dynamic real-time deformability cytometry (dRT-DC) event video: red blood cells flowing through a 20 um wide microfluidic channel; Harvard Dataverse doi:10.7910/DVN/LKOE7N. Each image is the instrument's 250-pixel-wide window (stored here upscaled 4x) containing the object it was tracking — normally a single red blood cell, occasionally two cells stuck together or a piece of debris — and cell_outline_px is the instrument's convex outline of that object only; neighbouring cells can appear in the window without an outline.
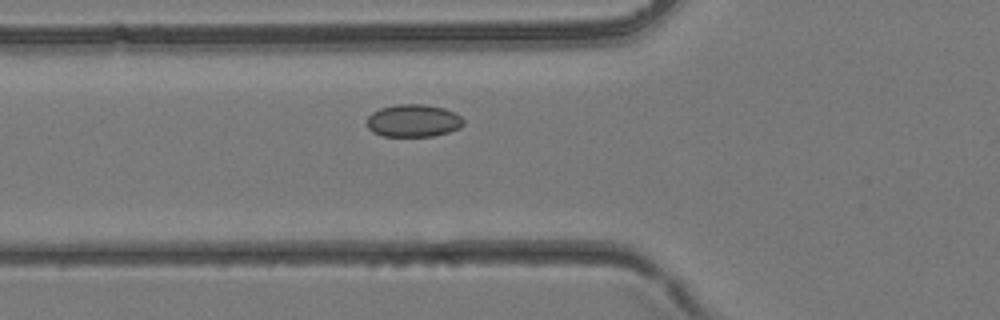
{"species": "common noctule bat (a hibernating species)", "species_latin": "Nyctalus noctula", "temperature_condition": "room temperature", "stored_images_in_passage": 34, "camera_frame_rate_fps": 3000, "um_per_image_px": 0.085, "animal": {"sex": "female", "body_mass_g": 24.6, "forearm_length_mm": 56.2}, "frame": {"image": 1, "passage_image": 9, "time_ms": 2.667, "image_size_px": [1000, 320], "cell_outline_px": [[464, 124], [460, 128], [448, 132], [432, 136], [384, 136], [372, 132], [368, 128], [368, 116], [372, 112], [380, 108], [396, 104], [424, 104], [444, 108], [460, 116], [464, 120]], "centroid_in_image_um": [35.13, 10.25], "position_along_channel_um": 90.7, "area_um2": 18.32}}
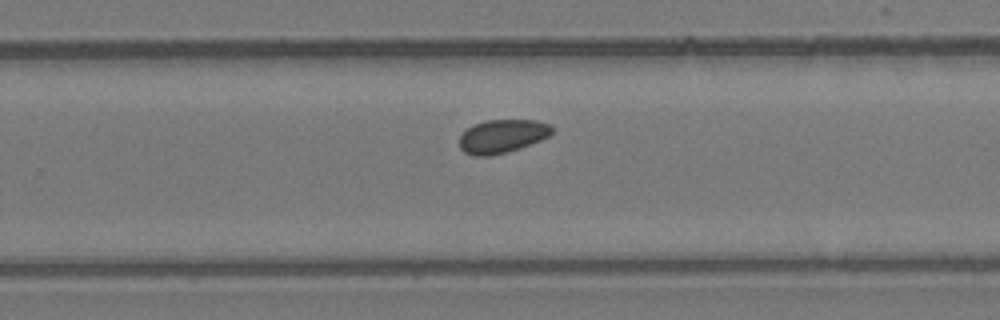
{"frame": {"image": 2, "passage_image": 20, "time_ms": 6.333, "image_size_px": [1000, 320], "cell_outline_px": [[552, 132], [548, 136], [540, 140], [520, 148], [508, 152], [492, 156], [472, 156], [464, 152], [460, 148], [460, 136], [472, 124], [484, 120], [536, 120], [548, 124], [552, 128]], "centroid_in_image_um": [42.65, 11.58], "position_along_channel_um": 287.1, "area_um2": 18.09}}
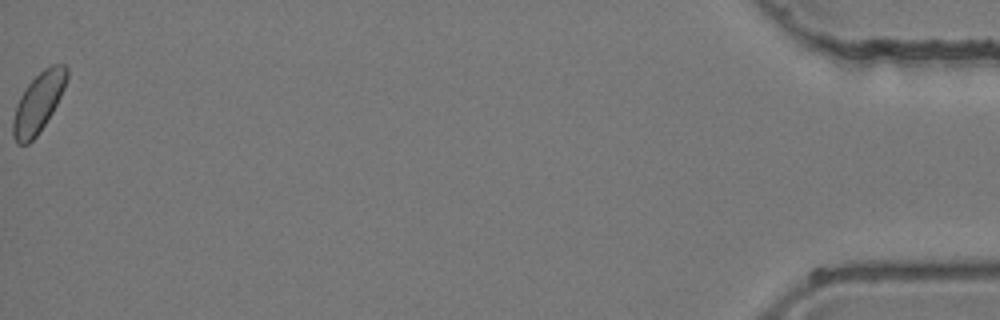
{"frame": {"image": 3, "passage_image": 34, "time_ms": 11.0, "image_size_px": [1000, 320], "cell_outline_px": [[68, 76], [64, 88], [52, 112], [36, 136], [28, 144], [16, 144], [12, 136], [12, 120], [16, 104], [20, 96], [28, 84], [44, 68], [52, 64], [64, 64], [68, 68]], "centroid_in_image_um": [3.23, 8.73], "position_along_channel_um": 432.0, "area_um2": 18.61}}